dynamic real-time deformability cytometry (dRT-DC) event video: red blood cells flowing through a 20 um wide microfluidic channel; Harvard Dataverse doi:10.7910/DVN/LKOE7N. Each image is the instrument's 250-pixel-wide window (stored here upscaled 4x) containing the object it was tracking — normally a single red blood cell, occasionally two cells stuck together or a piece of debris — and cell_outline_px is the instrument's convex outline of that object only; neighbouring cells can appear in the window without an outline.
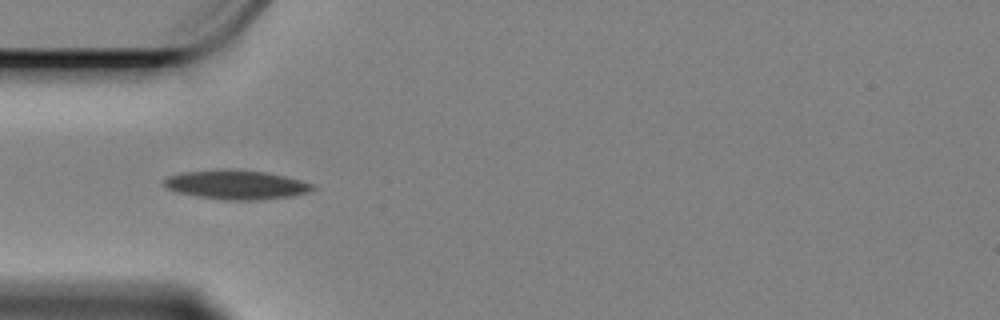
{"species": "Egyptian fruit bat (a non-hibernating species)", "species_latin": "Rousettus aegyptiacus", "temperature_condition": "cold", "stored_images_in_passage": 42, "camera_frame_rate_fps": 3000, "um_per_image_px": 0.085, "animal": {"sex": "female"}, "frame": {"image": 1, "passage_image": 1, "time_ms": 0.0, "image_size_px": [1000, 320], "cell_outline_px": [[316, 188], [308, 192], [292, 196], [256, 200], [228, 200], [196, 196], [176, 192], [168, 188], [164, 184], [164, 180], [168, 176], [184, 172], [220, 168], [232, 168], [264, 172], [284, 176], [300, 180], [312, 184]], "centroid_in_image_um": [20.07, 15.69], "position_along_channel_um": 64.9, "area_um2": 25.32}}
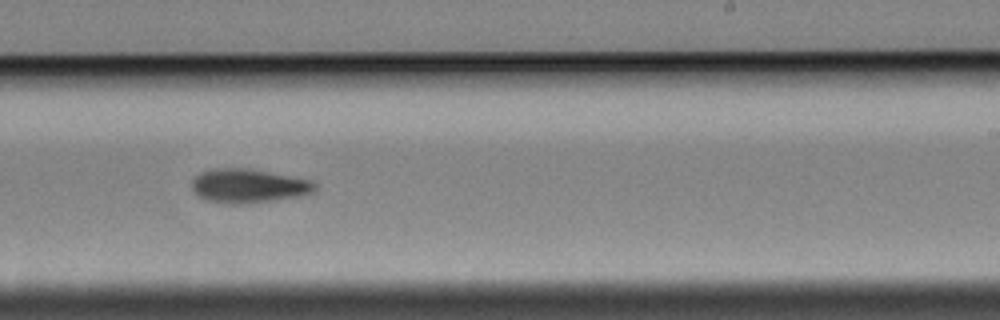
{"frame": {"image": 2, "passage_image": 19, "time_ms": 6.0, "image_size_px": [1000, 320], "cell_outline_px": [[316, 192], [304, 196], [248, 204], [220, 204], [204, 200], [192, 188], [192, 180], [200, 172], [212, 168], [240, 168], [268, 172], [312, 180], [316, 184]], "centroid_in_image_um": [21.14, 15.83], "position_along_channel_um": 267.9, "area_um2": 24.68}}
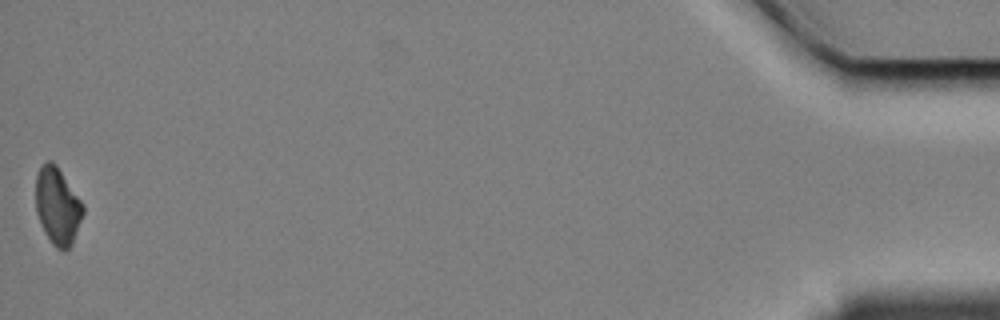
{"frame": {"image": 3, "passage_image": 42, "time_ms": 13.667, "image_size_px": [1000, 320], "cell_outline_px": [[84, 212], [72, 244], [64, 252], [56, 248], [52, 244], [44, 232], [36, 212], [36, 176], [40, 168], [48, 160], [52, 160], [56, 164], [84, 204]], "centroid_in_image_um": [4.9, 17.53], "position_along_channel_um": 430.3, "area_um2": 21.27}, "authors_computed_cell_mechanics": {"area_um2": 23.8136, "velocity_mm_per_s": 3.3783, "shape_relaxation_time_tau1_ms": 3.7446, "shape_relaxation_time_tau2_ms": null, "deformation_change_tau1": 0.1045, "deformation_change_tau2": null}}